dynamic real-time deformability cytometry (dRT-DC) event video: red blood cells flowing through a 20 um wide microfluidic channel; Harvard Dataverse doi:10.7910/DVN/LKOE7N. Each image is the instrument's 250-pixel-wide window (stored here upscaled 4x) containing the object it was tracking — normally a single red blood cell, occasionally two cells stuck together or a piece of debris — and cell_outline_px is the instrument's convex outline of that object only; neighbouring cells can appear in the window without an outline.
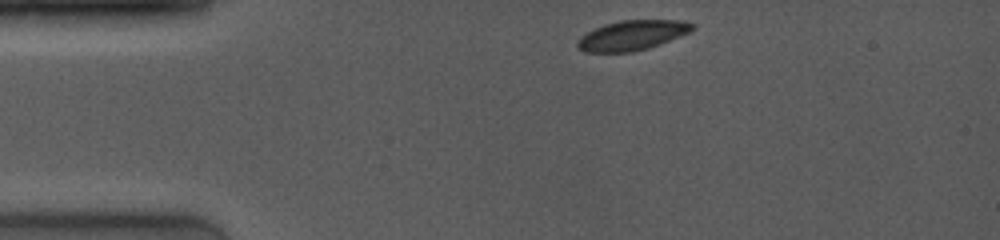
{"species": "common noctule bat (a hibernating species)", "species_latin": "Nyctalus noctula", "temperature_condition": "room temperature", "stored_images_in_passage": 20, "camera_frame_rate_fps": 4000, "um_per_image_px": 0.085, "animal": {"sex": "female", "body_mass_g": 19.0, "forearm_length_mm": 53.3}, "frame": {"image": 1, "passage_image": 1, "time_ms": 0.0, "image_size_px": [1000, 240], "cell_outline_px": [[696, 28], [680, 36], [660, 44], [648, 48], [632, 52], [584, 52], [576, 48], [576, 40], [580, 36], [604, 24], [620, 20], [684, 20], [696, 24]], "centroid_in_image_um": [53.72, 3.0], "position_along_channel_um": 31.3, "area_um2": 20.17}}
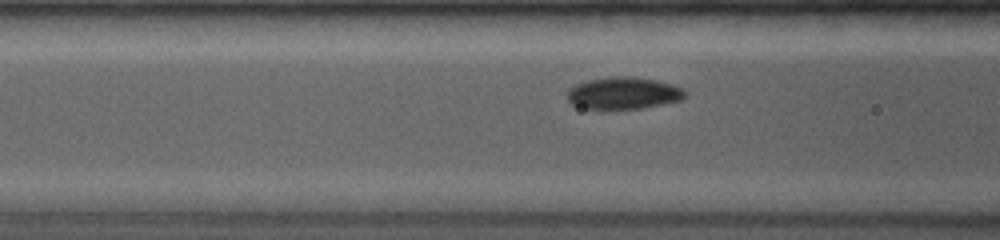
{"frame": {"image": 2, "passage_image": 9, "time_ms": 3.25, "image_size_px": [1000, 240], "cell_outline_px": [[688, 96], [680, 100], [644, 108], [604, 112], [584, 108], [572, 104], [568, 100], [568, 88], [576, 84], [588, 80], [608, 76], [632, 76], [656, 80], [672, 84], [684, 88]], "centroid_in_image_um": [52.98, 7.95], "position_along_channel_um": 113.6, "area_um2": 22.89}}
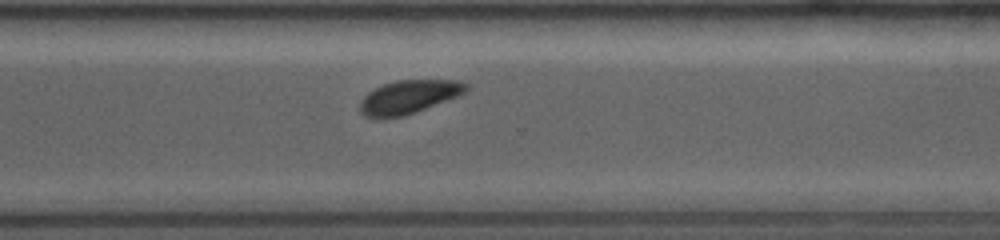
{"frame": {"image": 3, "passage_image": 20, "time_ms": 8.75, "image_size_px": [1000, 240], "cell_outline_px": [[468, 88], [464, 92], [456, 96], [416, 112], [404, 116], [364, 116], [360, 112], [360, 100], [368, 92], [384, 84], [396, 80], [460, 80], [468, 84]], "centroid_in_image_um": [34.75, 8.21], "position_along_channel_um": 335.8, "area_um2": 20.23}}